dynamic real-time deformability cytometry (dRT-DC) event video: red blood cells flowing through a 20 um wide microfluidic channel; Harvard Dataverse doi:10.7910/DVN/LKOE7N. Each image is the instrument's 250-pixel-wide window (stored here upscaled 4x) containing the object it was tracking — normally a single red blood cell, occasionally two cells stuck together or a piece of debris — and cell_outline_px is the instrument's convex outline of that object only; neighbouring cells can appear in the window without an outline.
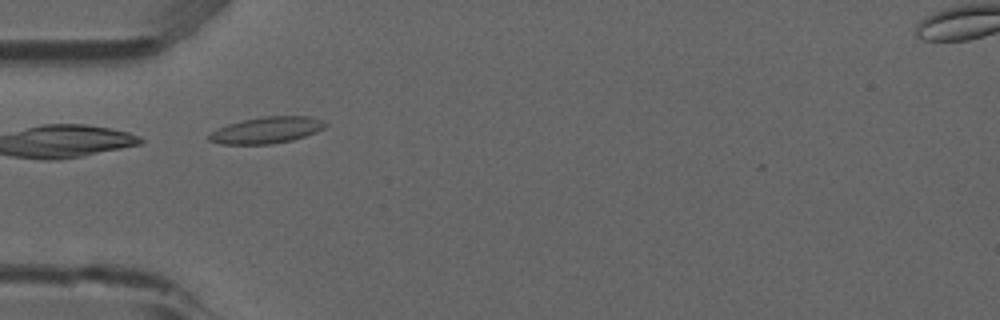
{"species": "common noctule bat (a hibernating species)", "species_latin": "Nyctalus noctula", "temperature_condition": "room temperature", "stored_images_in_passage": 3, "camera_frame_rate_fps": 3000, "um_per_image_px": 0.085, "animal": {"sex": "male", "forearm_length_mm": 52.5}, "frame": {"image": 1, "passage_image": 2, "time_ms": 0.333, "image_size_px": [1000, 320], "cell_outline_px": [[328, 124], [324, 128], [316, 132], [292, 140], [272, 144], [220, 144], [208, 140], [208, 136], [212, 132], [228, 124], [244, 120], [264, 116], [308, 116], [320, 120]], "centroid_in_image_um": [22.67, 11.06], "position_along_channel_um": 62.3, "area_um2": 17.69}}